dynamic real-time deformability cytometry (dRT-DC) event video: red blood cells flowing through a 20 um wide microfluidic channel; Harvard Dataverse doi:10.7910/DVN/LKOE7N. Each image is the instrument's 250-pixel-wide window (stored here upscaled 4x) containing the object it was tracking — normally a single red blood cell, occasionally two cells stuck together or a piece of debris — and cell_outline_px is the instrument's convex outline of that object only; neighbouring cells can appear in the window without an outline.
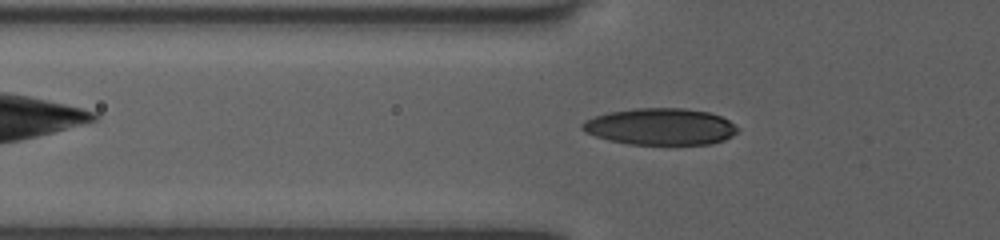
{"species": "human", "species_latin": "Homo sapiens", "temperature_condition": "room temperature", "stored_images_in_passage": 51, "camera_frame_rate_fps": 3000, "um_per_image_px": 0.085, "donor": {"sex": "female"}, "frame": {"image": 1, "passage_image": 18, "time_ms": 5.667, "image_size_px": [1000, 240], "cell_outline_px": [[740, 128], [732, 136], [724, 140], [712, 144], [628, 144], [608, 140], [584, 132], [580, 128], [580, 124], [584, 120], [608, 112], [636, 108], [684, 108], [708, 112], [720, 116], [728, 120]], "centroid_in_image_um": [56.12, 10.76], "position_along_channel_um": 69.7, "area_um2": 33.29}}
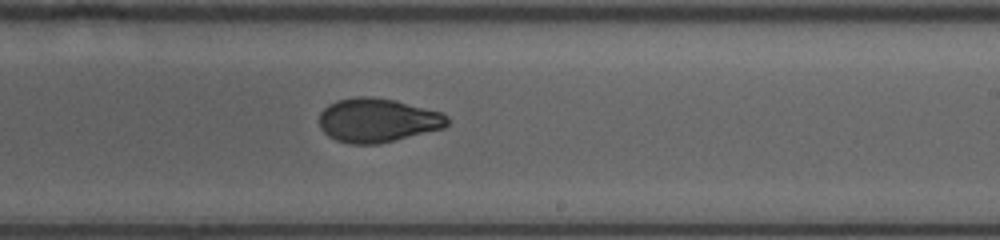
{"frame": {"image": 2, "passage_image": 32, "time_ms": 10.333, "image_size_px": [1000, 240], "cell_outline_px": [[448, 124], [444, 128], [376, 144], [348, 144], [336, 140], [328, 136], [320, 128], [320, 112], [328, 104], [336, 100], [352, 96], [368, 96], [396, 100], [444, 112], [448, 116]], "centroid_in_image_um": [32.08, 10.2], "position_along_channel_um": 256.9, "area_um2": 33.06}}
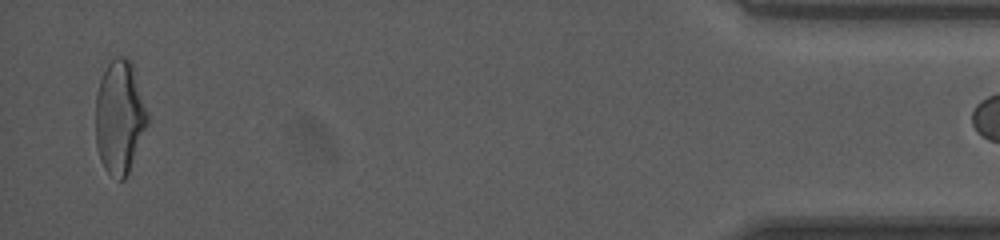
{"frame": {"image": 3, "passage_image": 50, "time_ms": 16.333, "image_size_px": [1000, 240], "cell_outline_px": [[148, 124], [128, 172], [124, 180], [120, 180], [108, 172], [104, 168], [100, 160], [96, 144], [96, 92], [100, 80], [108, 64], [116, 56], [124, 56], [132, 60], [148, 116]], "centroid_in_image_um": [10.16, 9.93], "position_along_channel_um": 425.0, "area_um2": 34.1}}